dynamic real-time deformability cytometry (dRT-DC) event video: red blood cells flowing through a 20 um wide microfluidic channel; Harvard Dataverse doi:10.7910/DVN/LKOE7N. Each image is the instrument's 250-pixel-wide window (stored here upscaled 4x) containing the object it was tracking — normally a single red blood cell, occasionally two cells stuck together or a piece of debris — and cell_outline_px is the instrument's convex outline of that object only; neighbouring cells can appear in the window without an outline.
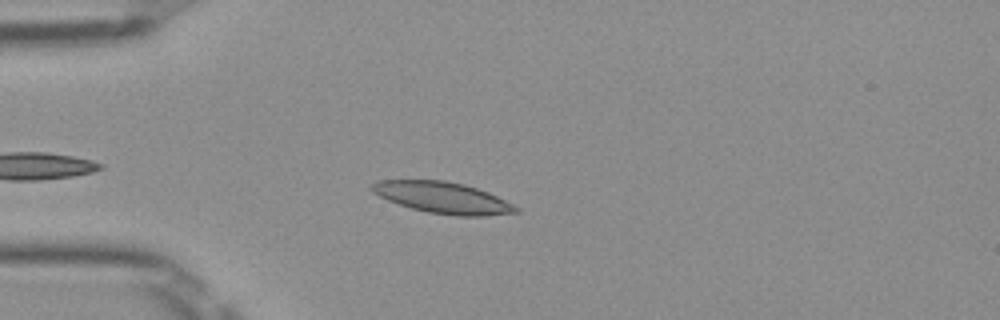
{"species": "Egyptian fruit bat (a non-hibernating species)", "species_latin": "Rousettus aegyptiacus", "temperature_condition": "room temperature", "stored_images_in_passage": 38, "camera_frame_rate_fps": 3000, "um_per_image_px": 0.085, "frame": {"image": 1, "passage_image": 3, "time_ms": 0.667, "image_size_px": [1000, 320], "cell_outline_px": [[520, 212], [484, 216], [456, 216], [428, 212], [412, 208], [388, 200], [372, 192], [368, 188], [376, 180], [444, 180], [464, 184], [488, 192], [520, 208]], "centroid_in_image_um": [37.62, 16.8], "position_along_channel_um": 47.4, "area_um2": 26.24}}
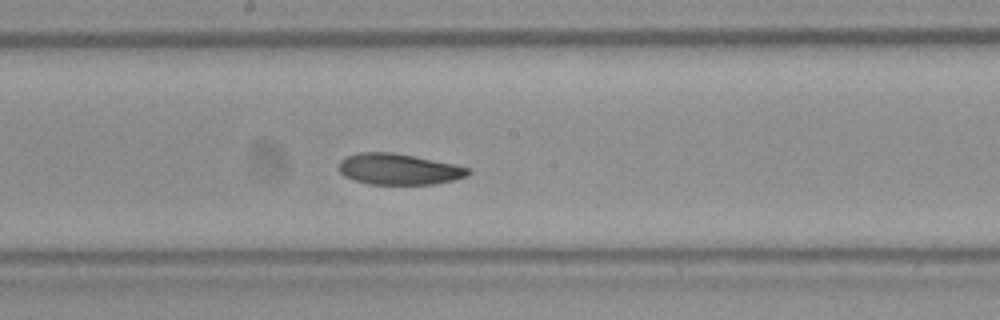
{"frame": {"image": 2, "passage_image": 17, "time_ms": 5.333, "image_size_px": [1000, 320], "cell_outline_px": [[472, 172], [468, 176], [452, 180], [432, 184], [368, 184], [352, 180], [344, 176], [340, 172], [340, 160], [344, 156], [360, 152], [392, 152], [456, 164], [472, 168]], "centroid_in_image_um": [33.91, 14.37], "position_along_channel_um": 214.3, "area_um2": 23.58}}
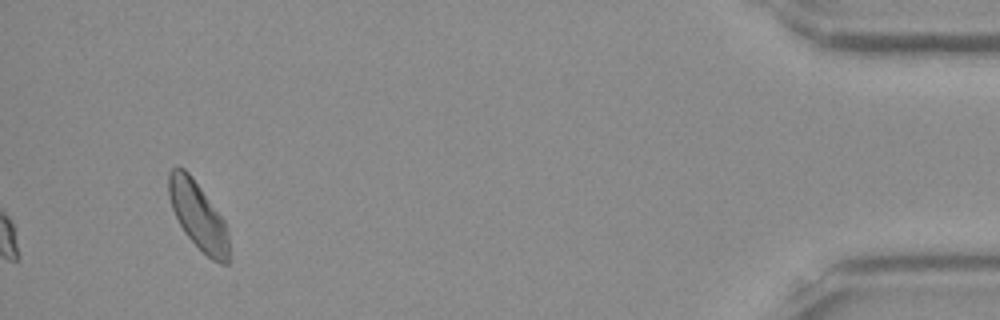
{"frame": {"image": 3, "passage_image": 38, "time_ms": 12.333, "image_size_px": [1000, 320], "cell_outline_px": [[228, 264], [220, 264], [212, 260], [184, 232], [172, 208], [168, 196], [168, 172], [172, 168], [184, 168], [188, 172], [224, 220], [228, 232]], "centroid_in_image_um": [16.83, 18.33], "position_along_channel_um": 418.4, "area_um2": 23.18}, "authors_computed_cell_mechanics": {"area_um2": 23.8425, "velocity_mm_per_s": 3.937, "shape_relaxation_time_tau1_ms": 4.4345, "shape_relaxation_time_tau2_ms": 4.6649, "deformation_change_tau1": 0.1176, "deformation_change_tau2": 0.1182}}